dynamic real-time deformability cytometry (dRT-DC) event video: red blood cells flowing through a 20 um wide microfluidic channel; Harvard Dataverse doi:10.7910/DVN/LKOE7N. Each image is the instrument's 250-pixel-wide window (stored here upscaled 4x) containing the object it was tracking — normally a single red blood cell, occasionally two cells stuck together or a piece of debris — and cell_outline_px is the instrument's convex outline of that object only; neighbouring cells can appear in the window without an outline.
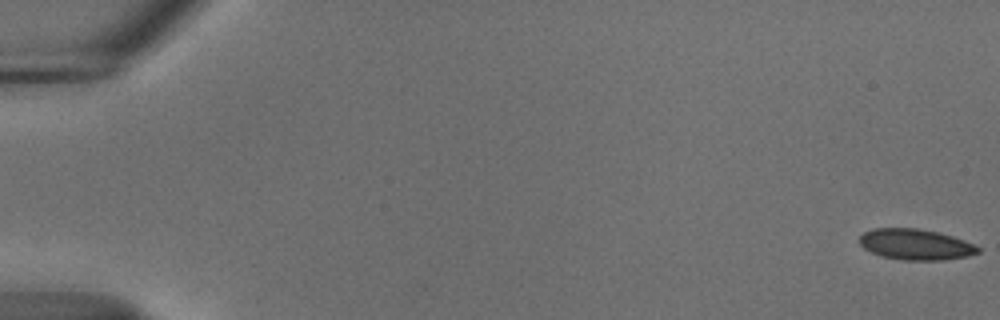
{"species": "common noctule bat (a hibernating species)", "species_latin": "Nyctalus noctula", "temperature_condition": "cold", "stored_images_in_passage": 56, "camera_frame_rate_fps": 3000, "um_per_image_px": 0.085, "animal": {"sex": "male", "body_mass_g": 18.8}, "frame": {"image": 1, "passage_image": 1, "time_ms": 0.0, "image_size_px": [1000, 320], "cell_outline_px": [[980, 252], [968, 256], [944, 260], [900, 260], [880, 256], [864, 248], [860, 244], [860, 236], [864, 232], [872, 228], [920, 228], [952, 236], [964, 240], [980, 248]], "centroid_in_image_um": [77.81, 20.78], "position_along_channel_um": 7.2, "area_um2": 21.33}}
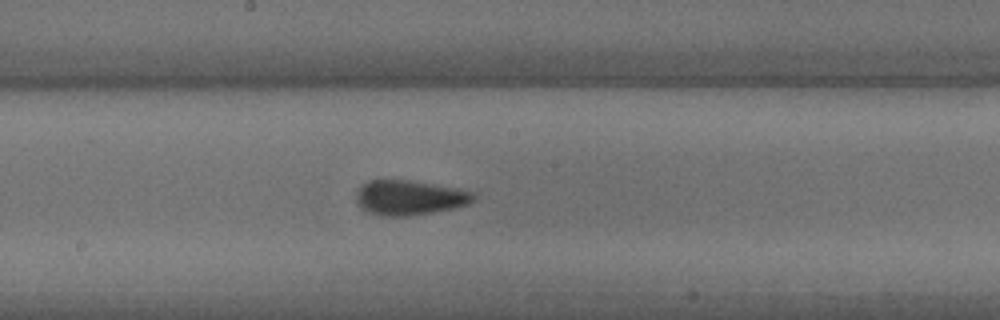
{"frame": {"image": 2, "passage_image": 31, "time_ms": 10.0, "image_size_px": [1000, 320], "cell_outline_px": [[476, 200], [468, 204], [452, 208], [432, 212], [408, 216], [384, 216], [368, 212], [360, 208], [356, 204], [356, 192], [368, 180], [408, 180], [460, 188], [476, 192]], "centroid_in_image_um": [34.83, 16.79], "position_along_channel_um": 213.4, "area_um2": 23.99}}
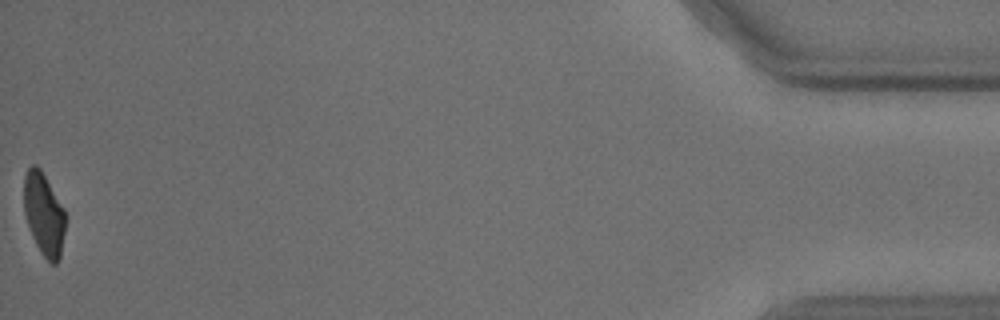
{"frame": {"image": 3, "passage_image": 56, "time_ms": 18.333, "image_size_px": [1000, 320], "cell_outline_px": [[64, 232], [60, 256], [56, 264], [52, 264], [40, 252], [32, 236], [24, 212], [24, 176], [28, 168], [32, 164], [36, 164], [40, 168], [64, 208]], "centroid_in_image_um": [3.71, 18.18], "position_along_channel_um": 431.5, "area_um2": 19.71}, "authors_computed_cell_mechanics": {"area_um2": 22.4842, "velocity_mm_per_s": 3.6871, "shape_relaxation_time_tau1_ms": null, "shape_relaxation_time_tau2_ms": 0.694, "deformation_change_tau1": null, "deformation_change_tau2": 0.0609}}